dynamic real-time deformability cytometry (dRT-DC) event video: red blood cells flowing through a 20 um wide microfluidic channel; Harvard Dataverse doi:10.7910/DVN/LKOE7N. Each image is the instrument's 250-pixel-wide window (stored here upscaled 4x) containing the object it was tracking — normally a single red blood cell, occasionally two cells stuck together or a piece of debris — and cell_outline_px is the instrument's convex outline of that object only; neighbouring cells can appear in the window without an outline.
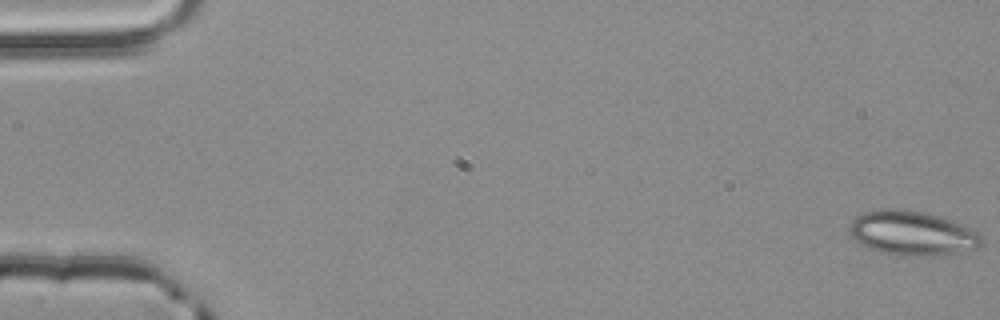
{"species": "common noctule bat (a hibernating species)", "species_latin": "Nyctalus noctula", "temperature_condition": "room temperature", "stored_images_in_passage": 55, "camera_frame_rate_fps": 3000, "um_per_image_px": 0.085, "animal": {"sex": "male", "body_mass_g": 20.4}, "frame": {"image": 1, "passage_image": 1, "time_ms": 0.0, "image_size_px": [1000, 320], "cell_outline_px": [[984, 244], [976, 248], [932, 256], [904, 256], [880, 252], [868, 248], [856, 240], [848, 232], [848, 224], [856, 216], [864, 212], [880, 208], [904, 208], [924, 212], [940, 216], [952, 220], [984, 236]], "centroid_in_image_um": [77.5, 19.8], "position_along_channel_um": 7.5, "area_um2": 34.51}}
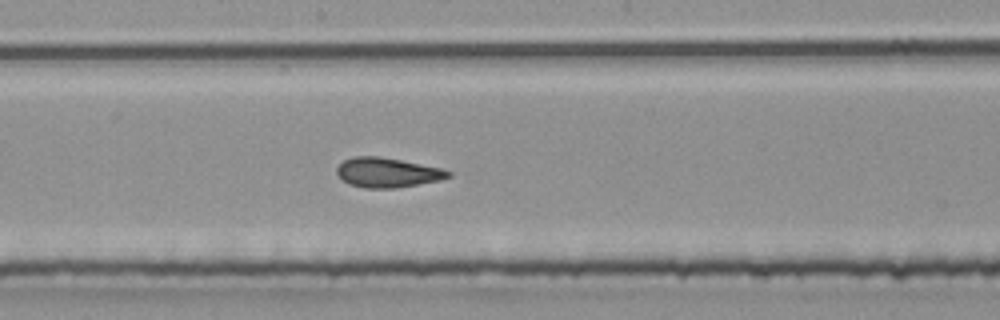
{"frame": {"image": 2, "passage_image": 30, "time_ms": 9.667, "image_size_px": [1000, 320], "cell_outline_px": [[452, 176], [440, 180], [396, 188], [364, 188], [348, 184], [336, 172], [336, 168], [344, 160], [352, 156], [380, 156], [440, 168], [452, 172]], "centroid_in_image_um": [32.91, 14.67], "position_along_channel_um": 215.3, "area_um2": 19.19}}
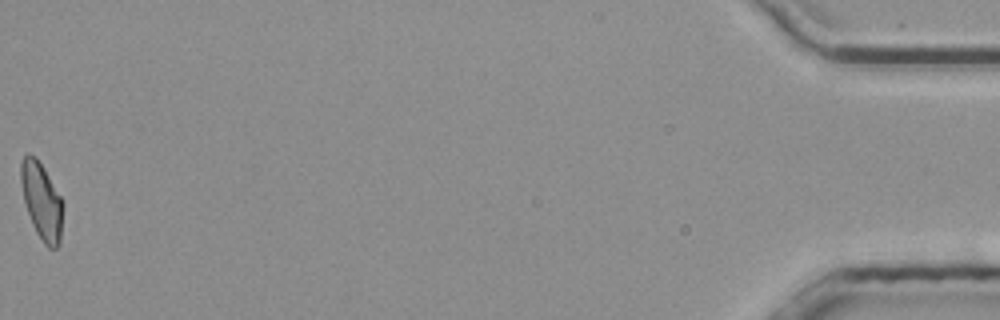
{"frame": {"image": 3, "passage_image": 55, "time_ms": 18.0, "image_size_px": [1000, 320], "cell_outline_px": [[64, 204], [60, 244], [56, 248], [48, 248], [44, 244], [36, 232], [32, 224], [24, 200], [20, 184], [20, 160], [28, 152], [36, 156], [60, 196]], "centroid_in_image_um": [3.54, 17.09], "position_along_channel_um": 431.7, "area_um2": 18.96}, "authors_computed_cell_mechanics": {"area_um2": 19.5942, "velocity_mm_per_s": 3.8752, "shape_relaxation_time_tau1_ms": null, "shape_relaxation_time_tau2_ms": 1.4442, "deformation_change_tau1": null, "deformation_change_tau2": 0.075}}